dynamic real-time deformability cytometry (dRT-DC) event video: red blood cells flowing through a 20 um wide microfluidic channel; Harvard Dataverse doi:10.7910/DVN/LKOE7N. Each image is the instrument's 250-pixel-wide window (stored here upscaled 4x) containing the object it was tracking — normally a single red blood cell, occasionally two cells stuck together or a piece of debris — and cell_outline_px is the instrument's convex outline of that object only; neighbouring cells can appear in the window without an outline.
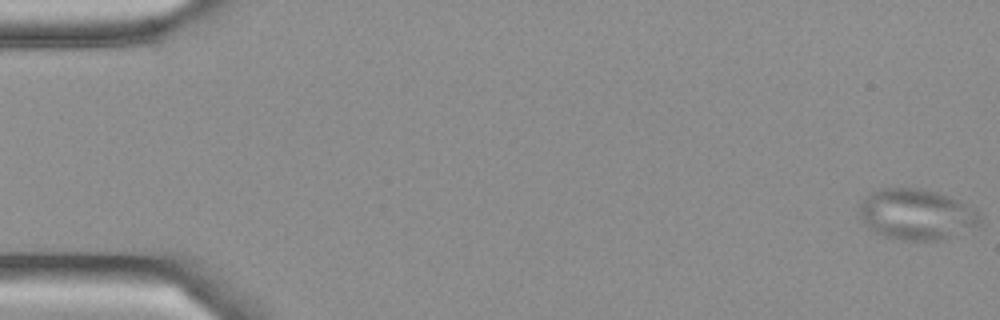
{"species": "Egyptian fruit bat (a non-hibernating species)", "species_latin": "Rousettus aegyptiacus", "temperature_condition": "cold", "stored_images_in_passage": 6, "camera_frame_rate_fps": 3000, "um_per_image_px": 0.085, "frame": {"image": 1, "passage_image": 1, "time_ms": 0.0, "image_size_px": [1000, 320], "cell_outline_px": [[980, 224], [976, 228], [944, 240], [904, 240], [884, 236], [868, 228], [860, 216], [860, 204], [872, 192], [880, 188], [924, 188], [936, 192], [956, 200], [964, 204], [976, 212], [980, 216]], "centroid_in_image_um": [77.91, 18.24], "position_along_channel_um": 7.1, "area_um2": 35.43}}